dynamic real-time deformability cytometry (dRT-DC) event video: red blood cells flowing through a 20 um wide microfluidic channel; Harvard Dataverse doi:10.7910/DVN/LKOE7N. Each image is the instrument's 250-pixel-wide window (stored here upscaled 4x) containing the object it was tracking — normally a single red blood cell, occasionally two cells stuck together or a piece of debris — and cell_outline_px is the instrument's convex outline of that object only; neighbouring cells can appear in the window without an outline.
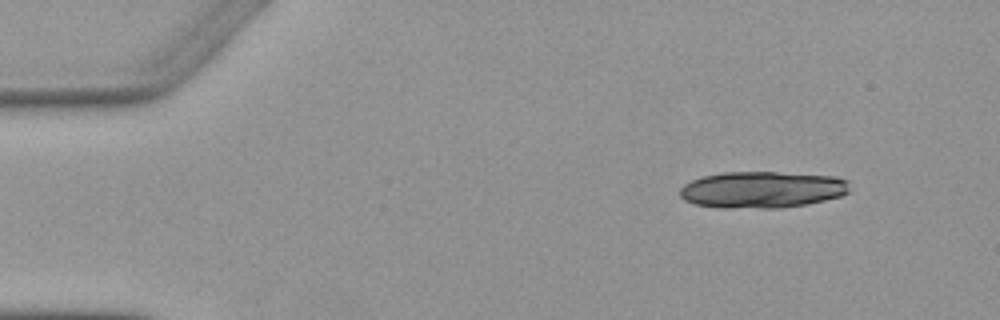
{"species": "Egyptian fruit bat (a non-hibernating species)", "species_latin": "Rousettus aegyptiacus", "temperature_condition": "warm", "stored_images_in_passage": 5, "camera_frame_rate_fps": 3000, "um_per_image_px": 0.085, "animal": {"sex": "female"}, "frame": {"image": 1, "passage_image": 1, "time_ms": 0.0, "image_size_px": [1000, 320], "cell_outline_px": [[848, 192], [840, 196], [808, 204], [780, 208], [720, 208], [696, 204], [684, 200], [680, 196], [680, 188], [684, 184], [692, 180], [704, 176], [724, 172], [776, 172], [836, 176], [848, 180]], "centroid_in_image_um": [64.78, 16.12], "position_along_channel_um": 20.2, "area_um2": 36.3}}
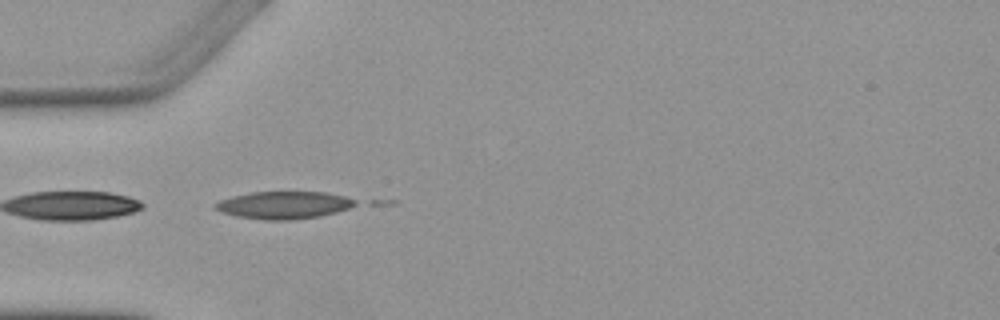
{"frame": {"image": 2, "passage_image": 4, "time_ms": 3.667, "image_size_px": [1000, 320], "cell_outline_px": [[356, 204], [348, 208], [336, 212], [320, 216], [292, 220], [264, 220], [236, 216], [220, 212], [212, 208], [212, 204], [220, 200], [232, 196], [252, 192], [324, 192], [344, 196], [356, 200]], "centroid_in_image_um": [24.06, 17.43], "position_along_channel_um": 60.9, "area_um2": 22.48}}